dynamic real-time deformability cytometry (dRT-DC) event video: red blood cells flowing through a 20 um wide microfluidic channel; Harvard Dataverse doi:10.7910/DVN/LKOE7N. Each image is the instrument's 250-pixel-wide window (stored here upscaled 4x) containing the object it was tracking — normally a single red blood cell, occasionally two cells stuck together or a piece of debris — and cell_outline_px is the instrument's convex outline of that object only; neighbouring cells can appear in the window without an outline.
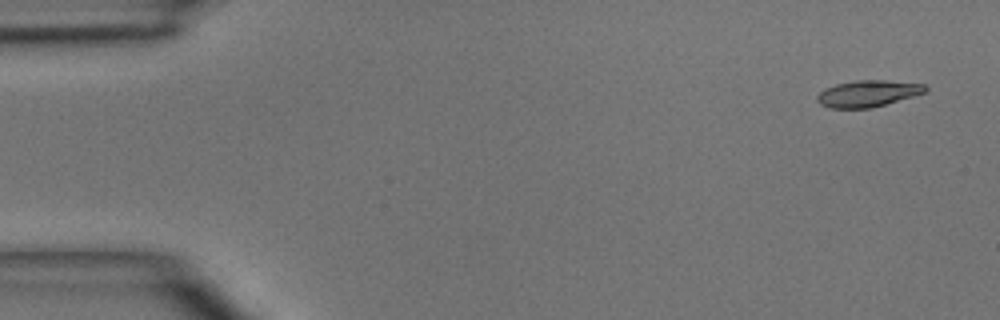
{"species": "common noctule bat (a hibernating species)", "species_latin": "Nyctalus noctula", "temperature_condition": "room temperature", "stored_images_in_passage": 5, "camera_frame_rate_fps": 3000, "um_per_image_px": 0.085, "animal": {"sex": "male", "body_mass_g": 15.6}, "frame": {"image": 1, "passage_image": 1, "time_ms": 0.0, "image_size_px": [1000, 320], "cell_outline_px": [[928, 88], [924, 92], [912, 96], [872, 108], [832, 108], [820, 104], [816, 100], [816, 96], [824, 88], [836, 84], [856, 80], [884, 80], [924, 84]], "centroid_in_image_um": [73.72, 7.95], "position_along_channel_um": 11.3, "area_um2": 16.59}}
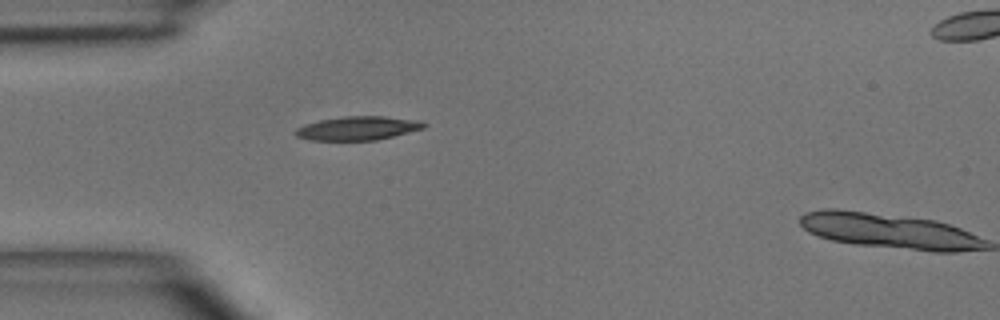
{"frame": {"image": 2, "passage_image": 4, "time_ms": 3.667, "image_size_px": [1000, 320], "cell_outline_px": [[428, 124], [424, 128], [376, 140], [308, 140], [296, 136], [292, 132], [296, 128], [304, 124], [320, 120], [344, 116], [384, 116], [420, 120]], "centroid_in_image_um": [30.38, 10.89], "position_along_channel_um": 54.6, "area_um2": 17.86}}